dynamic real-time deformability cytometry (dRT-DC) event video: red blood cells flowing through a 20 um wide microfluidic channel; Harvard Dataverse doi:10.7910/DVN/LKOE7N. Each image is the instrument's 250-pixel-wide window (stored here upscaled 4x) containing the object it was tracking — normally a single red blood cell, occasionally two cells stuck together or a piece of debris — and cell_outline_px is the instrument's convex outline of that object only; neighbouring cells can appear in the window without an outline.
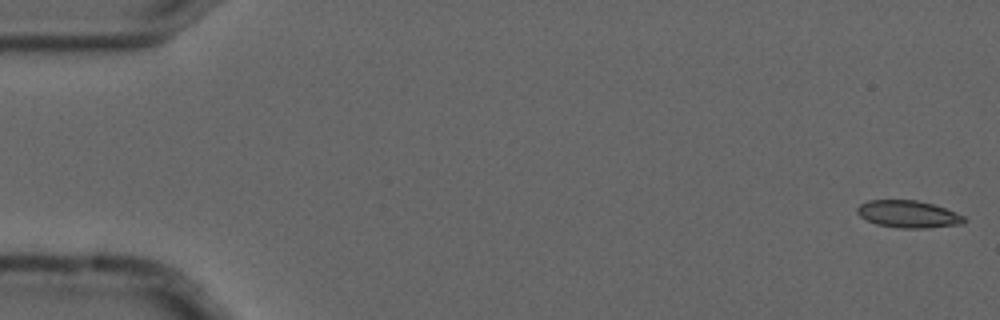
{"species": "common noctule bat (a hibernating species)", "species_latin": "Nyctalus noctula", "temperature_condition": "cold", "stored_images_in_passage": 3, "segment_of_instrument_passage": [1, 2], "camera_frame_rate_fps": 3000, "um_per_image_px": 0.085, "animal": {"sex": "male", "forearm_length_mm": 52.5}, "frame": {"image": 1, "passage_image": 1, "time_ms": 0.0, "image_size_px": [1000, 320], "cell_outline_px": [[968, 220], [964, 224], [928, 228], [900, 228], [876, 224], [860, 216], [856, 212], [856, 208], [860, 204], [868, 200], [916, 200], [932, 204], [944, 208], [964, 216]], "centroid_in_image_um": [77.21, 18.21], "position_along_channel_um": 7.8, "area_um2": 16.99}}